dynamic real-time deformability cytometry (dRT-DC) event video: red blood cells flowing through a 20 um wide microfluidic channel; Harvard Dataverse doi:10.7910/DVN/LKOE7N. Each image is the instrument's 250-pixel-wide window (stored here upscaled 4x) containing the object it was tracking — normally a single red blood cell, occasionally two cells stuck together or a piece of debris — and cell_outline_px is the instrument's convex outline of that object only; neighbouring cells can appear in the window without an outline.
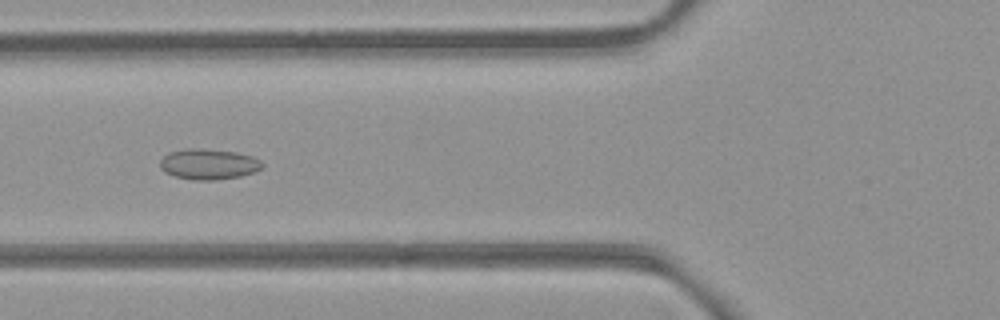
{"species": "common noctule bat (a hibernating species)", "species_latin": "Nyctalus noctula", "temperature_condition": "room temperature", "stored_images_in_passage": 55, "camera_frame_rate_fps": 3000, "um_per_image_px": 0.085, "animal": {"sex": "female", "body_mass_g": 21.9}, "frame": {"image": 1, "passage_image": 21, "time_ms": 6.667, "image_size_px": [1000, 320], "cell_outline_px": [[264, 168], [256, 172], [240, 176], [216, 180], [192, 180], [176, 176], [164, 172], [160, 168], [160, 160], [168, 152], [184, 148], [200, 148], [236, 152], [252, 156], [260, 160], [264, 164]], "centroid_in_image_um": [17.74, 13.95], "position_along_channel_um": 108.1, "area_um2": 18.5}}
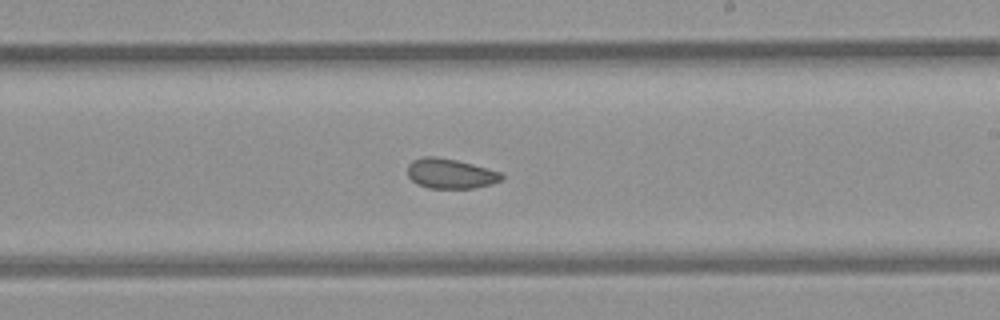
{"frame": {"image": 2, "passage_image": 32, "time_ms": 10.333, "image_size_px": [1000, 320], "cell_outline_px": [[504, 180], [492, 184], [472, 188], [428, 188], [416, 184], [408, 176], [408, 164], [412, 160], [424, 156], [436, 156], [456, 160], [504, 172]], "centroid_in_image_um": [38.32, 14.75], "position_along_channel_um": 250.7, "area_um2": 16.65}}
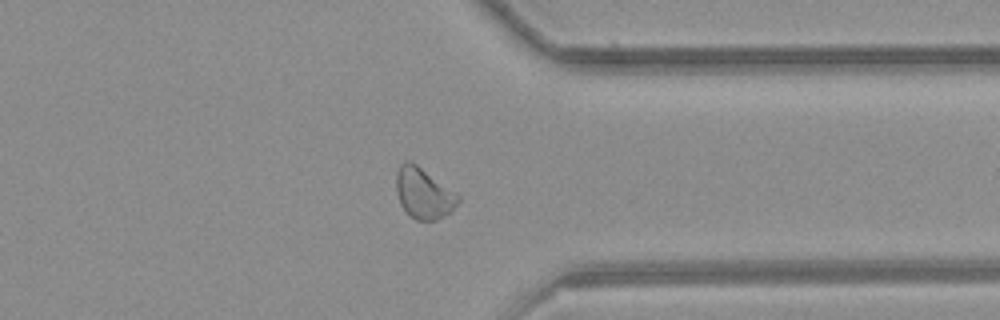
{"frame": {"image": 3, "passage_image": 42, "time_ms": 13.667, "image_size_px": [1000, 320], "cell_outline_px": [[460, 200], [452, 212], [436, 220], [416, 220], [408, 216], [400, 204], [396, 192], [396, 172], [400, 164], [404, 160], [408, 160], [416, 164], [456, 192], [460, 196]], "centroid_in_image_um": [35.99, 16.44], "position_along_channel_um": 375.4, "area_um2": 18.55}}